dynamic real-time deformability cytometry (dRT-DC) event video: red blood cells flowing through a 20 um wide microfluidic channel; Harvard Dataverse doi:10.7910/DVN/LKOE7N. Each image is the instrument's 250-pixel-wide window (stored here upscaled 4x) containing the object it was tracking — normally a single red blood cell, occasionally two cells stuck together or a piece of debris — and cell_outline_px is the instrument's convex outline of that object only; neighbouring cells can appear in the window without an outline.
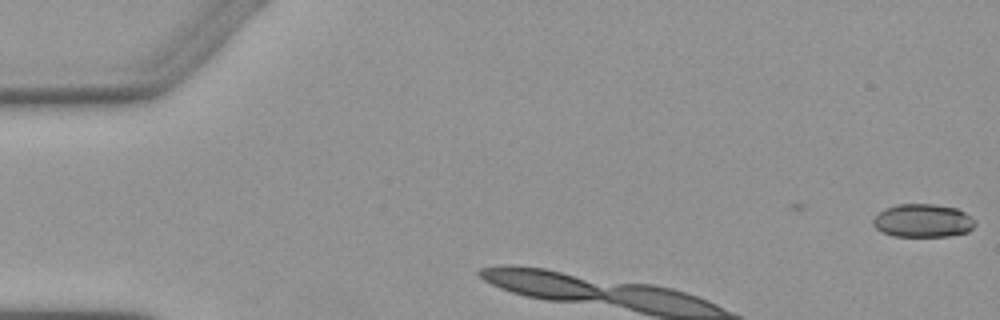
{"species": "Egyptian fruit bat (a non-hibernating species)", "species_latin": "Rousettus aegyptiacus", "temperature_condition": "warm", "stored_images_in_passage": 2, "camera_frame_rate_fps": 3000, "um_per_image_px": 0.085, "animal": {"sex": "female"}, "frame": {"image": 1, "passage_image": 2, "time_ms": 1.333, "image_size_px": [1000, 320], "cell_outline_px": [[976, 224], [968, 232], [948, 236], [892, 236], [876, 228], [872, 224], [872, 220], [884, 208], [896, 204], [936, 204], [956, 208], [972, 216], [976, 220]], "centroid_in_image_um": [78.46, 18.75], "position_along_channel_um": 6.5, "area_um2": 19.88}}